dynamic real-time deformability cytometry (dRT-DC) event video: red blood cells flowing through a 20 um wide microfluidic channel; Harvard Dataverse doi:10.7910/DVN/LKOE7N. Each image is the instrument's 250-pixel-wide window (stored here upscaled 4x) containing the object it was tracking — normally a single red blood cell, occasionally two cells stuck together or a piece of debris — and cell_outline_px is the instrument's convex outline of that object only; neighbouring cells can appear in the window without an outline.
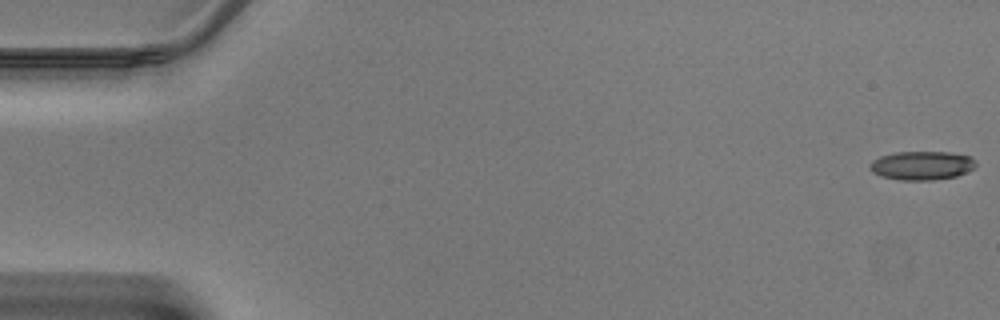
{"species": "Egyptian fruit bat (a non-hibernating species)", "species_latin": "Rousettus aegyptiacus", "temperature_condition": "warm", "stored_images_in_passage": 45, "camera_frame_rate_fps": 3000, "um_per_image_px": 0.085, "animal": {"sex": "male"}, "frame": {"image": 1, "passage_image": 1, "time_ms": 0.0, "image_size_px": [1000, 320], "cell_outline_px": [[976, 164], [972, 168], [956, 176], [932, 180], [900, 180], [880, 176], [872, 172], [868, 168], [868, 164], [872, 160], [880, 156], [896, 152], [948, 152], [968, 156], [976, 160]], "centroid_in_image_um": [78.28, 14.06], "position_along_channel_um": 6.7, "area_um2": 17.74}}
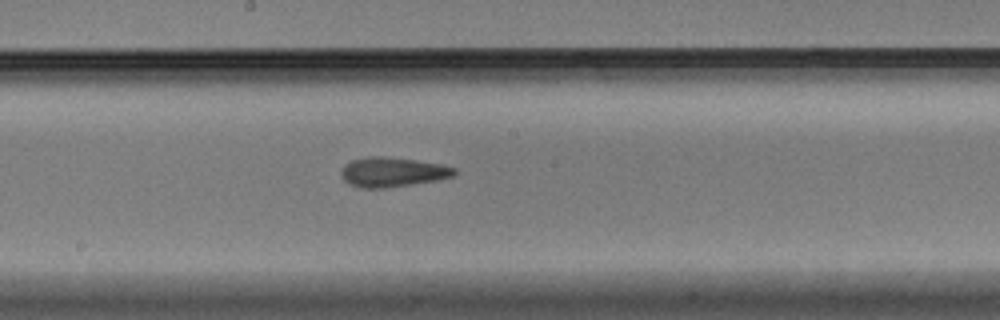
{"frame": {"image": 2, "passage_image": 25, "time_ms": 8.0, "image_size_px": [1000, 320], "cell_outline_px": [[456, 172], [452, 176], [436, 180], [412, 184], [384, 188], [360, 188], [348, 184], [340, 176], [340, 172], [344, 164], [352, 160], [368, 156], [384, 156], [416, 160], [444, 164], [456, 168]], "centroid_in_image_um": [33.33, 14.62], "position_along_channel_um": 214.9, "area_um2": 19.71}}
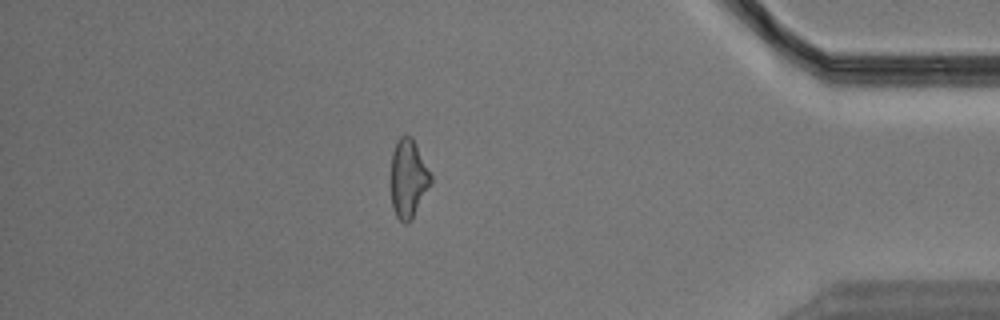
{"frame": {"image": 3, "passage_image": 40, "time_ms": 13.0, "image_size_px": [1000, 320], "cell_outline_px": [[432, 184], [412, 220], [408, 224], [404, 224], [396, 216], [392, 208], [392, 152], [396, 140], [404, 132], [412, 136], [432, 176]], "centroid_in_image_um": [34.72, 15.17], "position_along_channel_um": 400.5, "area_um2": 18.55}}